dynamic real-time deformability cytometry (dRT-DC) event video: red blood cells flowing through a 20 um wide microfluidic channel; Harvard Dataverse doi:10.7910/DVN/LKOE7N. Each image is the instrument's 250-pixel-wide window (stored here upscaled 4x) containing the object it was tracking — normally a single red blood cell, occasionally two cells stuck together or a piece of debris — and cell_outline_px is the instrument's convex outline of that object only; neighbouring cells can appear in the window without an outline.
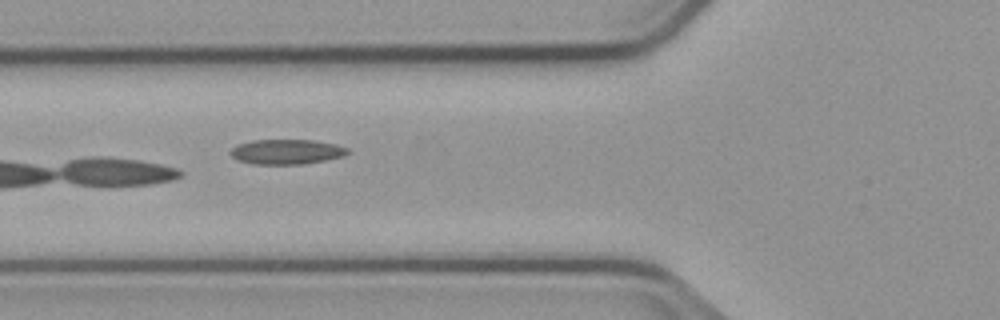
{"species": "common noctule bat (a hibernating species)", "species_latin": "Nyctalus noctula", "temperature_condition": "cold", "stored_images_in_passage": 6, "camera_frame_rate_fps": 3000, "um_per_image_px": 0.085, "animal": {"sex": "male", "body_mass_g": 23.1, "forearm_length_mm": 52.7}, "frame": {"image": 1, "passage_image": 6, "time_ms": 6.333, "image_size_px": [1000, 320], "cell_outline_px": [[348, 152], [344, 156], [324, 160], [300, 164], [256, 164], [240, 160], [232, 156], [228, 152], [236, 144], [252, 140], [312, 140], [336, 144], [348, 148]], "centroid_in_image_um": [24.34, 12.89], "position_along_channel_um": 101.5, "area_um2": 16.88}}